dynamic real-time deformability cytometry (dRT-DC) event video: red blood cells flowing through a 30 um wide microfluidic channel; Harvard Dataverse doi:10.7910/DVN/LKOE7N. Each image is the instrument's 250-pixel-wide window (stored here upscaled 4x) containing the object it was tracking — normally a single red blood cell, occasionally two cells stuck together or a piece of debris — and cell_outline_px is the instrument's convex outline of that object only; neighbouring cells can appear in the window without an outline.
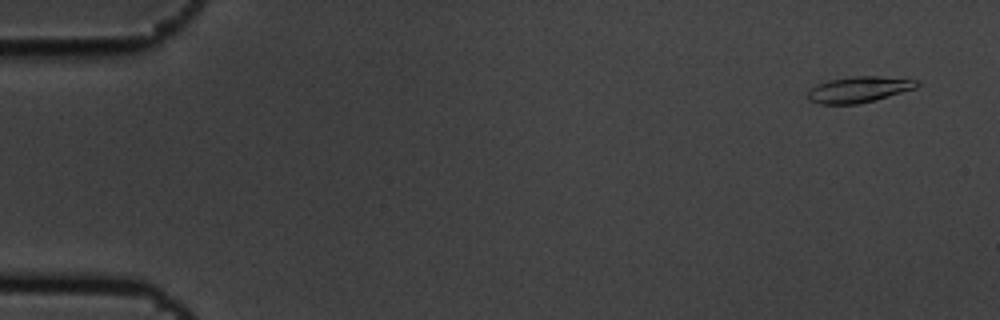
{"species": "common noctule bat (a hibernating species)", "species_latin": "Nyctalus noctula", "temperature_condition": "cold", "stored_images_in_passage": 5, "camera_frame_rate_fps": 3000, "um_per_image_px": 0.085, "animal": {"sex": "male", "body_mass_g": 19.5, "forearm_length_mm": 54.6}, "frame": {"image": 1, "passage_image": 1, "time_ms": 0.0, "image_size_px": [1000, 320], "cell_outline_px": [[920, 84], [916, 88], [876, 100], [856, 104], [820, 104], [808, 100], [808, 92], [816, 84], [828, 80], [852, 76], [876, 76], [920, 80]], "centroid_in_image_um": [73.02, 7.6], "position_along_channel_um": 12.0, "area_um2": 16.59}}
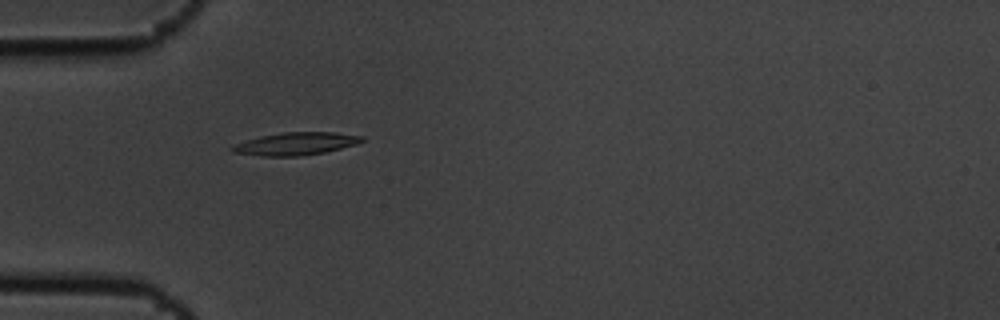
{"frame": {"image": 2, "passage_image": 5, "time_ms": 1.333, "image_size_px": [1000, 320], "cell_outline_px": [[364, 140], [356, 144], [324, 152], [300, 156], [260, 156], [232, 152], [228, 148], [236, 144], [260, 136], [284, 132], [336, 132], [364, 136]], "centroid_in_image_um": [25.14, 12.21], "position_along_channel_um": 59.9, "area_um2": 17.05}}